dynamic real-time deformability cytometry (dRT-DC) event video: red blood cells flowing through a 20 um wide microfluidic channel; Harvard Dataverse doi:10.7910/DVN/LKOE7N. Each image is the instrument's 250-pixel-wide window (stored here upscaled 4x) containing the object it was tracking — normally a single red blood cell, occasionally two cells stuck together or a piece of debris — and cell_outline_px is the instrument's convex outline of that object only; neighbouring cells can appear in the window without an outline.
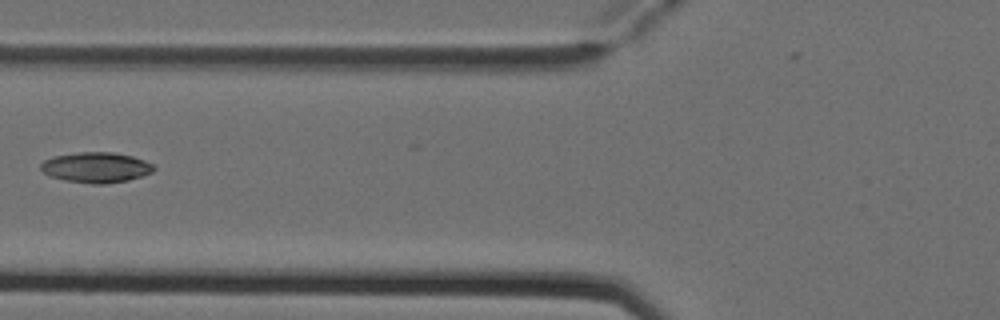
{"species": "Egyptian fruit bat (a non-hibernating species)", "species_latin": "Rousettus aegyptiacus", "temperature_condition": "cold", "stored_images_in_passage": 7, "camera_frame_rate_fps": 3000, "um_per_image_px": 0.085, "animal": {"sex": "female"}, "frame": {"image": 1, "passage_image": 6, "time_ms": 1.667, "image_size_px": [1000, 320], "cell_outline_px": [[156, 168], [152, 172], [128, 180], [104, 184], [92, 184], [64, 180], [52, 176], [44, 172], [40, 168], [40, 164], [44, 160], [52, 156], [80, 152], [112, 152], [132, 156], [144, 160], [152, 164]], "centroid_in_image_um": [8.16, 14.22], "position_along_channel_um": 117.6, "area_um2": 19.94}}
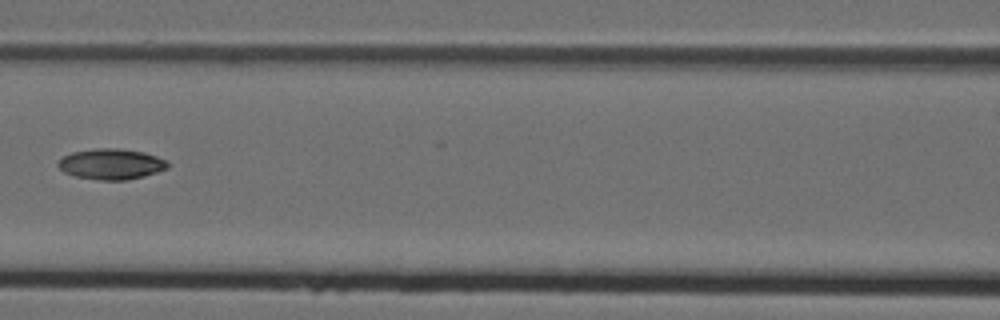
{"frame": {"image": 2, "passage_image": 7, "time_ms": 2.0, "image_size_px": [1000, 320], "cell_outline_px": [[168, 168], [144, 176], [128, 180], [100, 180], [76, 176], [64, 172], [56, 164], [64, 156], [72, 152], [96, 148], [120, 148], [144, 152], [168, 160]], "centroid_in_image_um": [9.47, 13.94], "position_along_channel_um": 157.1, "area_um2": 19.59}}